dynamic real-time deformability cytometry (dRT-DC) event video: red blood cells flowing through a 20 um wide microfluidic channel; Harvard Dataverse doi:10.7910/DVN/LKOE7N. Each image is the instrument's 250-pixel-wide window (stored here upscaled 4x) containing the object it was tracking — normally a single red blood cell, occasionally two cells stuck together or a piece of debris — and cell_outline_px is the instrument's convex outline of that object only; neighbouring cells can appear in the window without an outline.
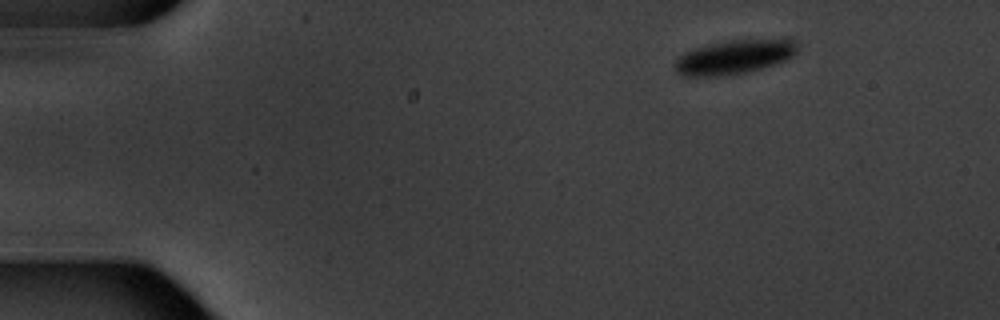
{"species": "common noctule bat (a hibernating species)", "species_latin": "Nyctalus noctula", "temperature_condition": "warm", "stored_images_in_passage": 7, "camera_frame_rate_fps": 3000, "um_per_image_px": 0.085, "animal": {"sex": "male", "body_mass_g": 20.1, "forearm_length_mm": 53.5}, "frame": {"image": 1, "passage_image": 2, "time_ms": 2.0, "image_size_px": [1000, 320], "cell_outline_px": [[796, 52], [792, 56], [776, 64], [748, 72], [720, 76], [684, 76], [676, 72], [672, 68], [676, 60], [680, 56], [696, 48], [728, 40], [784, 36], [796, 40]], "centroid_in_image_um": [62.49, 4.81], "position_along_channel_um": 22.5, "area_um2": 24.91}}
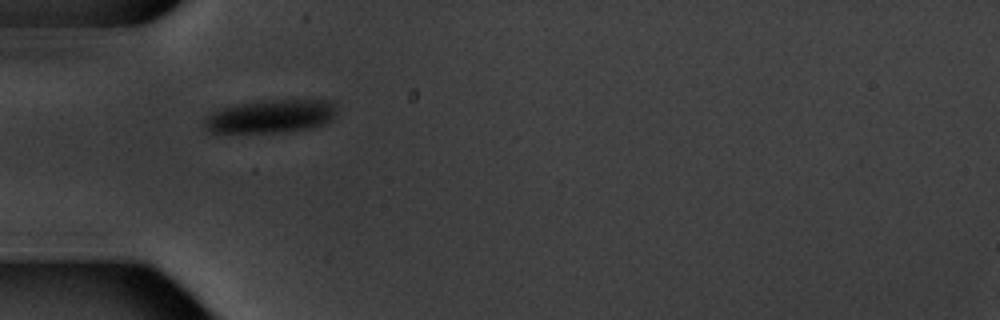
{"frame": {"image": 2, "passage_image": 5, "time_ms": 5.667, "image_size_px": [1000, 320], "cell_outline_px": [[336, 112], [324, 124], [308, 128], [284, 132], [208, 132], [200, 124], [212, 112], [220, 108], [236, 104], [268, 100], [332, 100], [336, 104]], "centroid_in_image_um": [22.97, 9.88], "position_along_channel_um": 62.0, "area_um2": 25.61}}